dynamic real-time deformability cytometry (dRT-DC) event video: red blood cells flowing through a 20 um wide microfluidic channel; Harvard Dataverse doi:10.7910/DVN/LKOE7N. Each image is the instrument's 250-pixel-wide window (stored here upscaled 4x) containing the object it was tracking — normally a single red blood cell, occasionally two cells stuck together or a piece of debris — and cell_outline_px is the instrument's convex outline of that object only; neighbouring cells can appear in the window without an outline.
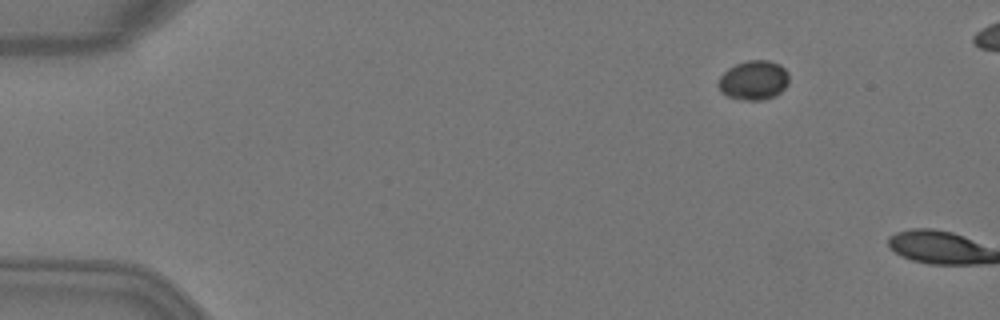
{"species": "Egyptian fruit bat (a non-hibernating species)", "species_latin": "Rousettus aegyptiacus", "temperature_condition": "warm", "stored_images_in_passage": 4, "camera_frame_rate_fps": 3000, "um_per_image_px": 0.085, "animal": {"sex": "female"}, "frame": {"image": 1, "passage_image": 3, "time_ms": 0.667, "image_size_px": [1000, 320], "cell_outline_px": [[788, 84], [780, 92], [772, 96], [760, 100], [748, 100], [728, 96], [720, 92], [716, 84], [720, 76], [728, 68], [736, 64], [748, 60], [768, 60], [780, 64], [788, 72]], "centroid_in_image_um": [64.04, 6.8], "position_along_channel_um": 21.0, "area_um2": 16.18}}